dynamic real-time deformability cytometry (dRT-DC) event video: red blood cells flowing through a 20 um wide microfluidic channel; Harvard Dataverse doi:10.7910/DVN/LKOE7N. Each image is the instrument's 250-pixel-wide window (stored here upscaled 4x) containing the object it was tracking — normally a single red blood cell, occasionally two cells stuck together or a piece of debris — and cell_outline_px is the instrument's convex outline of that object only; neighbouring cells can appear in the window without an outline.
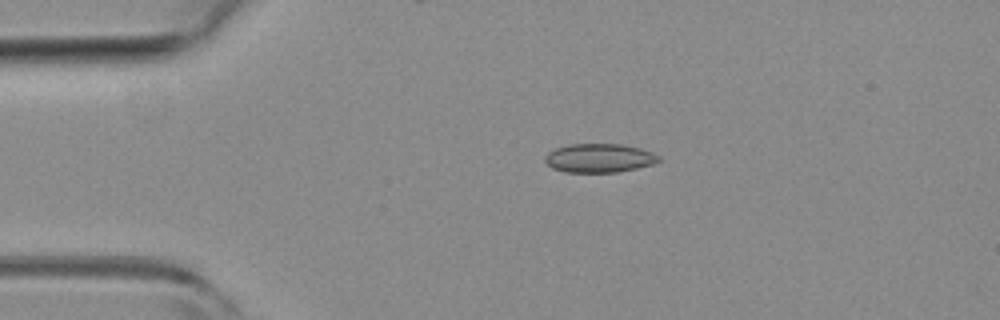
{"species": "common noctule bat (a hibernating species)", "species_latin": "Nyctalus noctula", "temperature_condition": "room temperature", "stored_images_in_passage": 3, "camera_frame_rate_fps": 3000, "um_per_image_px": 0.085, "animal": {"sex": "female", "body_mass_g": 19.3, "forearm_length_mm": 54.1}, "frame": {"image": 1, "passage_image": 2, "time_ms": 0.333, "image_size_px": [1000, 320], "cell_outline_px": [[660, 160], [652, 164], [636, 168], [616, 172], [564, 172], [552, 168], [544, 160], [544, 156], [548, 152], [556, 148], [568, 144], [624, 144], [640, 148], [652, 152], [660, 156]], "centroid_in_image_um": [50.92, 13.43], "position_along_channel_um": 34.1, "area_um2": 19.13}}